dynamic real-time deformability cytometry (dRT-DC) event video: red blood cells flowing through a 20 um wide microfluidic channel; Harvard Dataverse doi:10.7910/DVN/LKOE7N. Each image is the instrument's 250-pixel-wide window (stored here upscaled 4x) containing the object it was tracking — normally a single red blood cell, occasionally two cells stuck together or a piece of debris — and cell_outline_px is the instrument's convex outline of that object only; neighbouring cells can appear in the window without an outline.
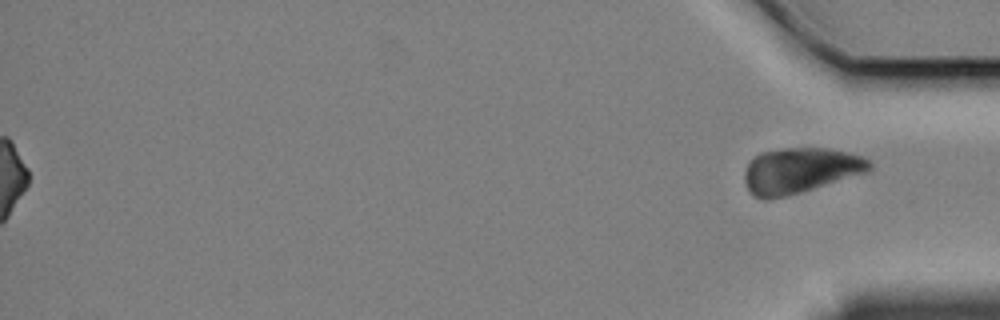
{"species": "Egyptian fruit bat (a non-hibernating species)", "species_latin": "Rousettus aegyptiacus", "temperature_condition": "cold", "stored_images_in_passage": 60, "segment_of_instrument_passage": [2, 2], "camera_frame_rate_fps": 3000, "um_per_image_px": 0.085, "animal": {"sex": "female"}, "frame": {"image": 1, "passage_image": 60, "time_ms": 19.667, "image_size_px": [1000, 320], "cell_outline_px": [[872, 168], [868, 172], [800, 192], [768, 200], [764, 200], [752, 196], [744, 180], [744, 172], [748, 164], [760, 152], [784, 148], [832, 148], [864, 156], [872, 160]], "centroid_in_image_um": [68.04, 14.48], "position_along_channel_um": 367.2, "area_um2": 33.29}}